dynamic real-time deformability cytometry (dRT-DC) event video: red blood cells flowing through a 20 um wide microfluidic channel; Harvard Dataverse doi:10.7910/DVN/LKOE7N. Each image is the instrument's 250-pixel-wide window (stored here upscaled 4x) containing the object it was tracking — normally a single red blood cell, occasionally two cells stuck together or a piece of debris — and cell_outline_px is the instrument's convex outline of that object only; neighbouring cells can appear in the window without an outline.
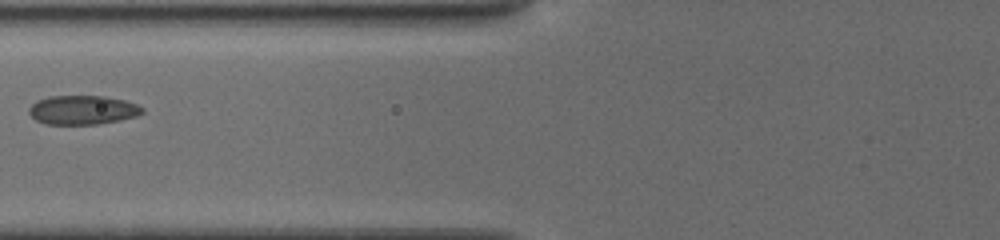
{"species": "common noctule bat (a hibernating species)", "species_latin": "Nyctalus noctula", "temperature_condition": "cold", "stored_images_in_passage": 42, "camera_frame_rate_fps": 3000, "um_per_image_px": 0.085, "animal": {"sex": "female", "body_mass_g": 19.5, "forearm_length_mm": 54.1}, "frame": {"image": 1, "passage_image": 19, "time_ms": 6.667, "image_size_px": [1000, 240], "cell_outline_px": [[144, 112], [136, 116], [96, 124], [48, 124], [36, 120], [28, 112], [28, 108], [32, 104], [48, 96], [104, 96], [124, 100], [136, 104], [144, 108]], "centroid_in_image_um": [7.02, 9.34], "position_along_channel_um": 118.8, "area_um2": 18.96}}
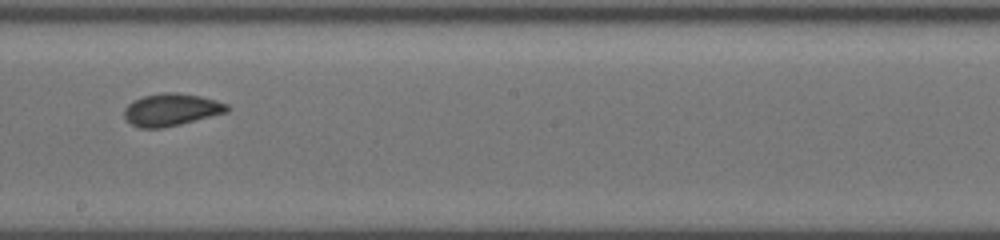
{"frame": {"image": 2, "passage_image": 23, "time_ms": 9.667, "image_size_px": [1000, 240], "cell_outline_px": [[228, 112], [180, 124], [160, 128], [140, 128], [132, 124], [124, 116], [124, 112], [128, 104], [144, 96], [164, 92], [176, 92], [200, 96], [228, 104]], "centroid_in_image_um": [14.57, 9.32], "position_along_channel_um": 233.6, "area_um2": 19.07}}
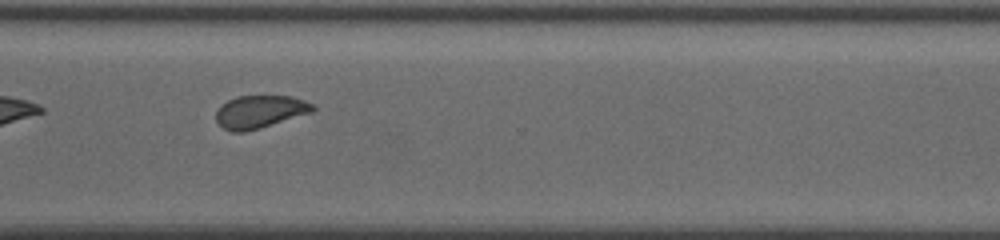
{"frame": {"image": 3, "passage_image": 28, "time_ms": 12.667, "image_size_px": [1000, 240], "cell_outline_px": [[316, 108], [312, 112], [260, 128], [244, 132], [232, 132], [224, 128], [216, 120], [216, 112], [228, 100], [236, 96], [292, 96], [304, 100], [312, 104]], "centroid_in_image_um": [22.1, 9.49], "position_along_channel_um": 348.5, "area_um2": 18.26}, "authors_computed_cell_mechanics": {"area_um2": 19.1318, "velocity_mm_per_s": 3.8475, "shape_relaxation_time_tau1_ms": 10.2099, "shape_relaxation_time_tau2_ms": 1.3196, "deformation_change_tau1": 0.1516, "deformation_change_tau2": 0.0435}}